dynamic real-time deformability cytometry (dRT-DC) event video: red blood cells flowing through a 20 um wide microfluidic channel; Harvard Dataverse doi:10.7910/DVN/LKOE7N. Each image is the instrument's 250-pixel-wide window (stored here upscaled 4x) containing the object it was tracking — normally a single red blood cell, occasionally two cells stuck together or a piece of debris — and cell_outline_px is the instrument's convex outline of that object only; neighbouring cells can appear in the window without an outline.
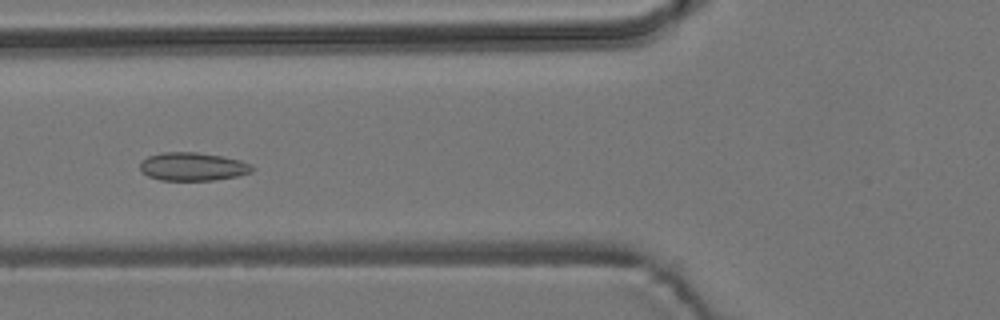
{"species": "common noctule bat (a hibernating species)", "species_latin": "Nyctalus noctula", "temperature_condition": "room temperature", "stored_images_in_passage": 56, "segment_of_instrument_passage": [1, 2], "camera_frame_rate_fps": 3000, "um_per_image_px": 0.085, "animal": {"sex": "male", "body_mass_g": 19.2, "forearm_length_mm": 51.8}, "frame": {"image": 1, "passage_image": 21, "time_ms": 6.667, "image_size_px": [1000, 320], "cell_outline_px": [[256, 168], [252, 172], [236, 176], [212, 180], [160, 180], [148, 176], [140, 168], [140, 164], [148, 156], [160, 152], [196, 152], [224, 156], [240, 160], [252, 164]], "centroid_in_image_um": [16.42, 14.15], "position_along_channel_um": 109.4, "area_um2": 18.5}}
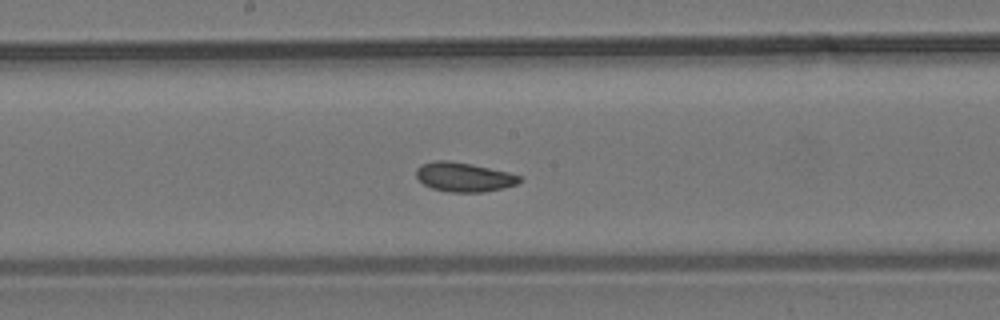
{"frame": {"image": 2, "passage_image": 29, "time_ms": 9.333, "image_size_px": [1000, 320], "cell_outline_px": [[524, 180], [516, 184], [504, 188], [484, 192], [452, 192], [432, 188], [424, 184], [416, 176], [416, 168], [420, 164], [432, 160], [448, 160], [472, 164], [508, 172], [520, 176]], "centroid_in_image_um": [39.43, 15.04], "position_along_channel_um": 208.8, "area_um2": 17.74}}
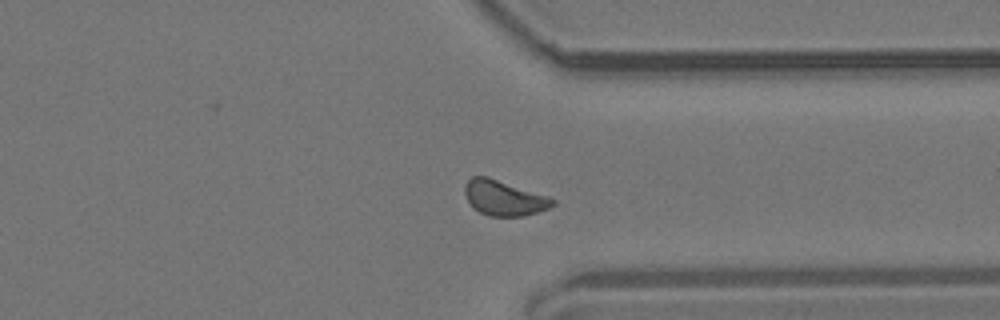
{"frame": {"image": 3, "passage_image": 42, "time_ms": 13.667, "image_size_px": [1000, 320], "cell_outline_px": [[556, 204], [548, 208], [524, 216], [488, 216], [472, 208], [464, 192], [464, 184], [472, 176], [488, 176], [548, 196], [556, 200]], "centroid_in_image_um": [42.82, 16.82], "position_along_channel_um": 368.6, "area_um2": 18.09}}